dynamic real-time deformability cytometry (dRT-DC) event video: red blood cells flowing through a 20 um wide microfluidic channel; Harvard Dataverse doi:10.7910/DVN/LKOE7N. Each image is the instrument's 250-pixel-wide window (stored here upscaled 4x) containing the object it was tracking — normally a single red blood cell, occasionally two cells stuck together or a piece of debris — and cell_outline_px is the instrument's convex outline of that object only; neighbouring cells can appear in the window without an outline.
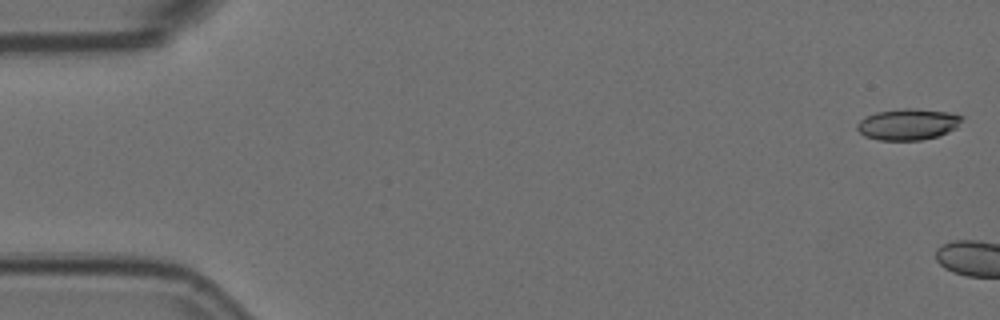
{"species": "Egyptian fruit bat (a non-hibernating species)", "species_latin": "Rousettus aegyptiacus", "temperature_condition": "room temperature", "stored_images_in_passage": 2, "camera_frame_rate_fps": 3000, "um_per_image_px": 0.085, "animal": {"sex": "female"}, "frame": {"image": 1, "passage_image": 1, "time_ms": 0.0, "image_size_px": [1000, 320], "cell_outline_px": [[964, 116], [956, 128], [948, 132], [936, 136], [920, 140], [880, 140], [864, 136], [856, 128], [856, 124], [864, 116], [876, 112], [904, 108], [908, 108], [948, 112]], "centroid_in_image_um": [77.14, 10.56], "position_along_channel_um": 7.9, "area_um2": 19.02}}